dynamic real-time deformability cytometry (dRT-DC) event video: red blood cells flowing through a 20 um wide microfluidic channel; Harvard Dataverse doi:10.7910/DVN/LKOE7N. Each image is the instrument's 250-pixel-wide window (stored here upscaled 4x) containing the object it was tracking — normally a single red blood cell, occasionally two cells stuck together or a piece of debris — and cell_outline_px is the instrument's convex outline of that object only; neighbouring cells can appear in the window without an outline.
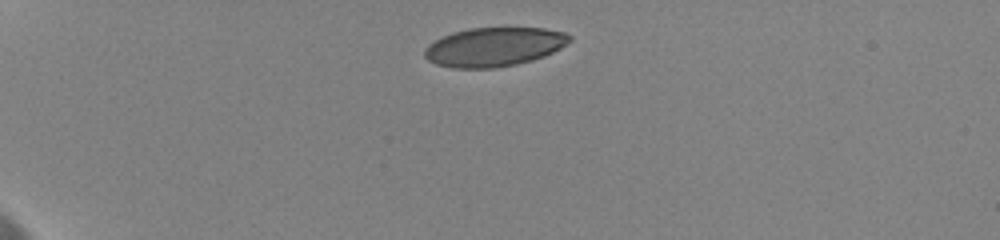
{"species": "human", "species_latin": "Homo sapiens", "temperature_condition": "cold", "stored_images_in_passage": 12, "camera_frame_rate_fps": 3000, "um_per_image_px": 0.085, "donor": {"sex": "female"}, "frame": {"image": 1, "passage_image": 1, "time_ms": 0.0, "image_size_px": [1000, 240], "cell_outline_px": [[572, 40], [560, 48], [544, 56], [532, 60], [516, 64], [496, 68], [452, 68], [436, 64], [428, 60], [424, 56], [424, 48], [428, 44], [452, 32], [468, 28], [544, 28], [564, 32], [572, 36]], "centroid_in_image_um": [41.99, 3.99], "position_along_channel_um": 43.0, "area_um2": 33.0}}